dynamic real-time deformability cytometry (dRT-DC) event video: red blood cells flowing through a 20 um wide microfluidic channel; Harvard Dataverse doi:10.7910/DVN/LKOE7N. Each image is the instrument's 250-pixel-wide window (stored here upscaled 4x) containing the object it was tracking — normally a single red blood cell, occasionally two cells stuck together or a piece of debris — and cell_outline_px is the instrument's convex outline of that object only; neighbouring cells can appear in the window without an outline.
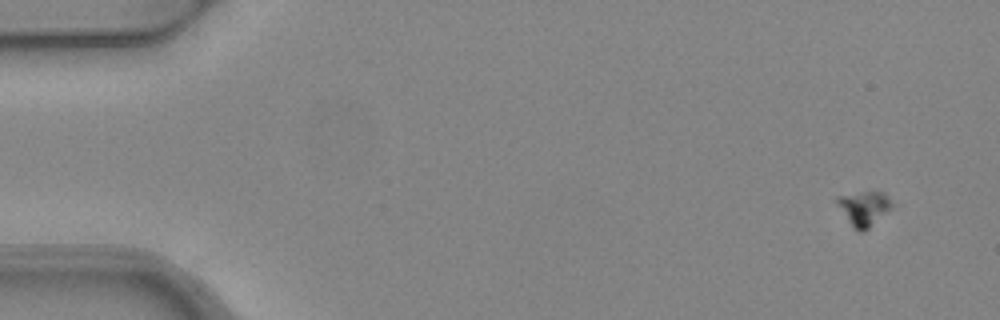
{"species": "common noctule bat (a hibernating species)", "species_latin": "Nyctalus noctula", "temperature_condition": "warm", "stored_images_in_passage": 8, "camera_frame_rate_fps": 3000, "um_per_image_px": 0.085, "animal": {"sex": "female", "body_mass_g": 24.6, "forearm_length_mm": 56.2}, "frame": {"image": 1, "passage_image": 1, "time_ms": 0.0, "image_size_px": [1000, 320], "cell_outline_px": [[892, 208], [864, 232], [860, 232], [852, 224], [836, 204], [836, 196], [864, 192], [884, 192], [888, 196], [892, 204]], "centroid_in_image_um": [73.45, 17.69], "position_along_channel_um": 11.5, "area_um2": 10.75}}
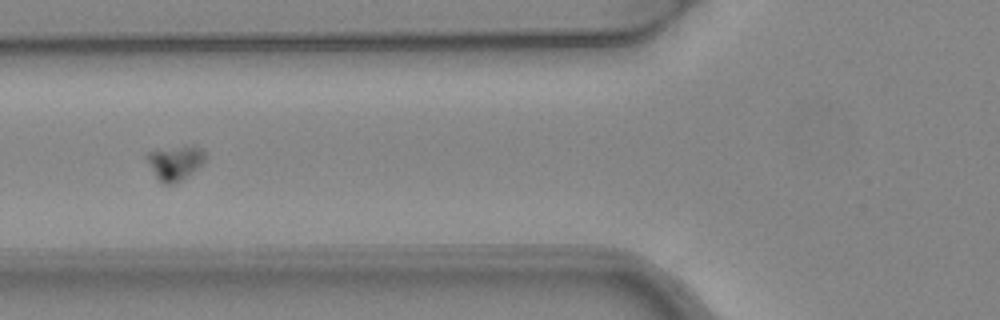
{"frame": {"image": 2, "passage_image": 6, "time_ms": 1.667, "image_size_px": [1000, 320], "cell_outline_px": [[208, 156], [204, 164], [180, 180], [172, 184], [164, 184], [156, 176], [148, 164], [144, 156], [148, 152], [184, 144], [192, 144], [200, 148]], "centroid_in_image_um": [14.92, 13.78], "position_along_channel_um": 110.9, "area_um2": 11.96}}
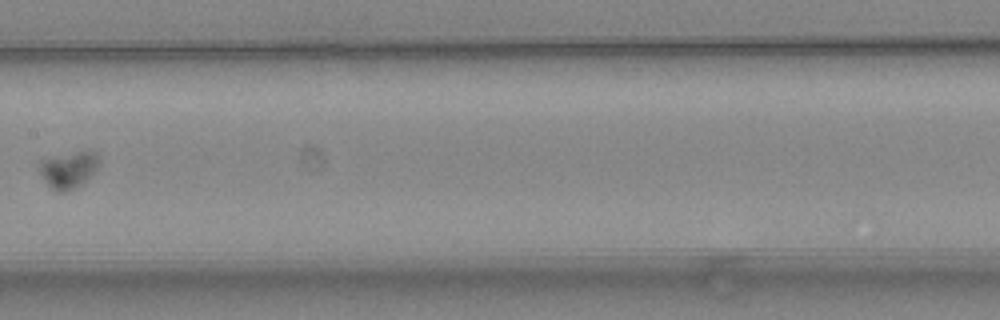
{"frame": {"image": 3, "passage_image": 8, "time_ms": 2.333, "image_size_px": [1000, 320], "cell_outline_px": [[100, 160], [96, 168], [76, 188], [64, 192], [56, 192], [48, 184], [40, 172], [40, 160], [88, 148], [92, 148], [100, 156]], "centroid_in_image_um": [5.87, 14.37], "position_along_channel_um": 201.5, "area_um2": 12.72}}